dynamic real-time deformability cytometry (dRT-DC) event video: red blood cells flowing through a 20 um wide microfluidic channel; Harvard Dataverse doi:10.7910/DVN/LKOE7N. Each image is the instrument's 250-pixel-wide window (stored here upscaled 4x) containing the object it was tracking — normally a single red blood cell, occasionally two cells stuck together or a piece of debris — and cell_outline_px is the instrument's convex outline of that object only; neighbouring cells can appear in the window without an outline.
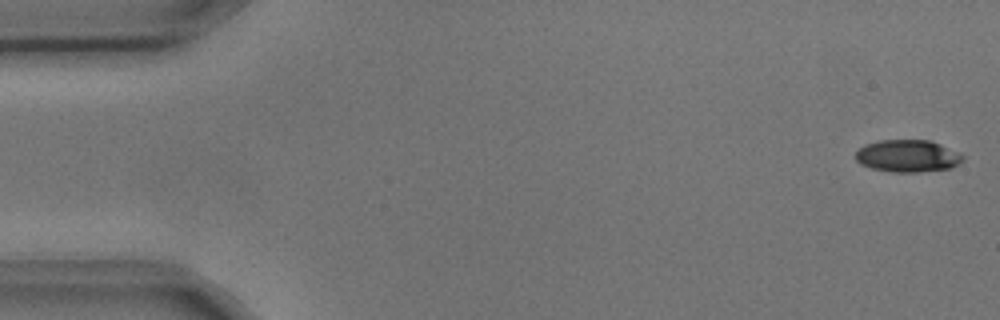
{"species": "common noctule bat (a hibernating species)", "species_latin": "Nyctalus noctula", "temperature_condition": "cold", "stored_images_in_passage": 5, "camera_frame_rate_fps": 3000, "um_per_image_px": 0.085, "animal": {"sex": "male", "body_mass_g": 17.9, "forearm_length_mm": 54.2}, "frame": {"image": 1, "passage_image": 1, "time_ms": 0.0, "image_size_px": [1000, 320], "cell_outline_px": [[964, 160], [960, 164], [952, 168], [920, 172], [892, 172], [872, 168], [860, 164], [856, 160], [856, 152], [864, 144], [880, 140], [928, 140], [940, 144], [960, 152], [964, 156]], "centroid_in_image_um": [77.19, 13.26], "position_along_channel_um": 7.8, "area_um2": 20.35}}
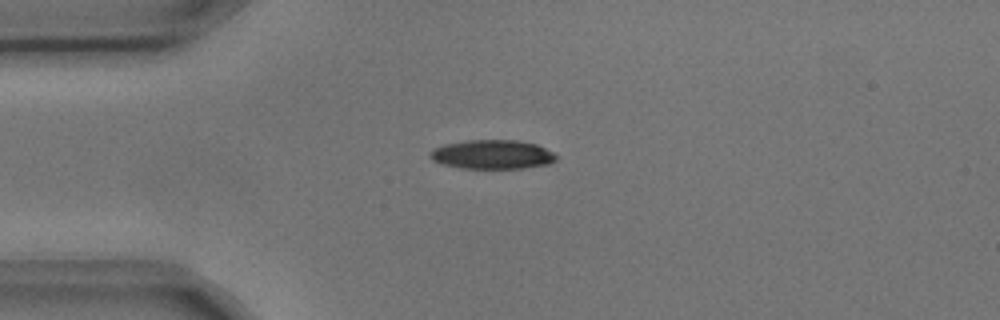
{"frame": {"image": 2, "passage_image": 4, "time_ms": 1.0, "image_size_px": [1000, 320], "cell_outline_px": [[556, 160], [548, 164], [524, 168], [460, 168], [440, 164], [432, 160], [428, 156], [428, 152], [432, 148], [444, 144], [468, 140], [516, 140], [536, 144], [552, 152], [556, 156]], "centroid_in_image_um": [41.77, 13.13], "position_along_channel_um": 43.2, "area_um2": 21.5}}